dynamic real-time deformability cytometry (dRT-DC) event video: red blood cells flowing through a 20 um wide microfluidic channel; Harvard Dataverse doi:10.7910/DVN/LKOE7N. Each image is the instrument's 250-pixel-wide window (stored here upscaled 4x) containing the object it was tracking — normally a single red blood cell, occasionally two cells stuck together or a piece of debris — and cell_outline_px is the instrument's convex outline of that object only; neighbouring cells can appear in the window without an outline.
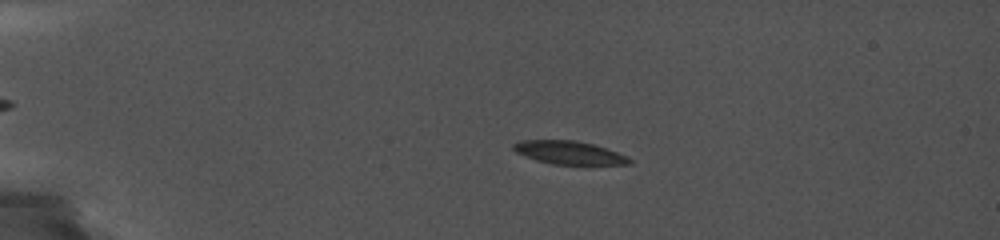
{"species": "common noctule bat (a hibernating species)", "species_latin": "Nyctalus noctula", "temperature_condition": "cold", "stored_images_in_passage": 16, "camera_frame_rate_fps": 5000, "um_per_image_px": 0.085, "animal": {"sex": "female", "body_mass_g": 19.0, "forearm_length_mm": 56.7}, "frame": {"image": 1, "passage_image": 5, "time_ms": 4.0, "image_size_px": [1000, 240], "cell_outline_px": [[632, 164], [588, 168], [552, 164], [536, 160], [524, 156], [516, 152], [512, 148], [512, 144], [524, 140], [576, 140], [592, 144], [628, 156], [632, 160]], "centroid_in_image_um": [48.48, 13.05], "position_along_channel_um": 36.5, "area_um2": 16.7}}
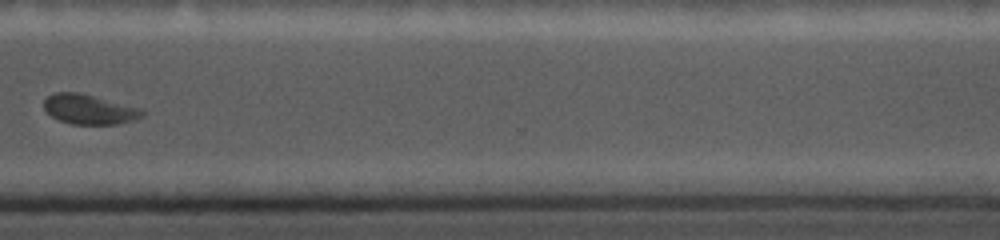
{"frame": {"image": 2, "passage_image": 14, "time_ms": 14.6, "image_size_px": [1000, 240], "cell_outline_px": [[144, 116], [136, 120], [120, 124], [72, 124], [60, 120], [52, 116], [44, 108], [44, 100], [52, 92], [80, 92], [144, 108]], "centroid_in_image_um": [7.65, 9.28], "position_along_channel_um": 362.9, "area_um2": 17.4}}
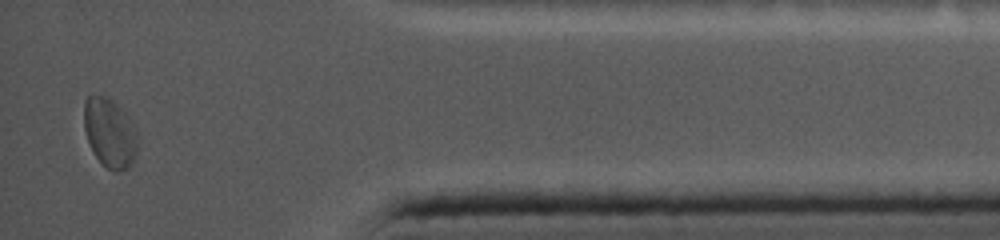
{"frame": {"image": 3, "passage_image": 16, "time_ms": 16.8, "image_size_px": [1000, 240], "cell_outline_px": [[136, 152], [132, 164], [128, 168], [116, 172], [108, 168], [92, 152], [84, 128], [84, 100], [88, 96], [104, 96], [112, 100], [124, 108], [136, 132]], "centroid_in_image_um": [9.33, 11.27], "position_along_channel_um": 425.9, "area_um2": 21.5}, "authors_computed_cell_mechanics": {"area_um2": 17.3111, "velocity_mm_per_s": 3.6983, "shape_relaxation_time_tau1_ms": null, "shape_relaxation_time_tau2_ms": 1.7663, "deformation_change_tau1": null, "deformation_change_tau2": 0.0441}}